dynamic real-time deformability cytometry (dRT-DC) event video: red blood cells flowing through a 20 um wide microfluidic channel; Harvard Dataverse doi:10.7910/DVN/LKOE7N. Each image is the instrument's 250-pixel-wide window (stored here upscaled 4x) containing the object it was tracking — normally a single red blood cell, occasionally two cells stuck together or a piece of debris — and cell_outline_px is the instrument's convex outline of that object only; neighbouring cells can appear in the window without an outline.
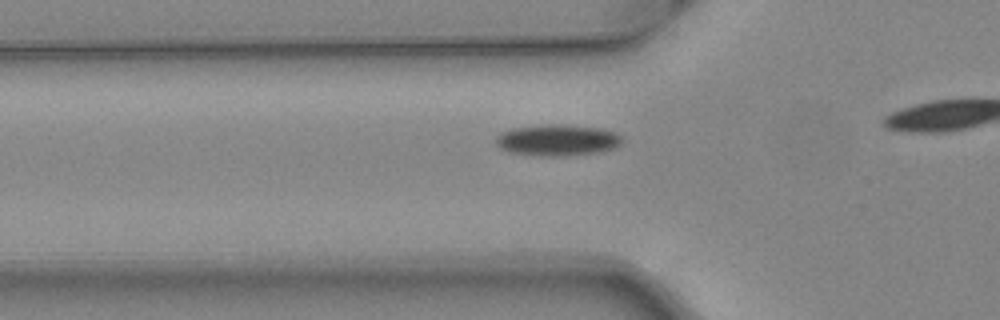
{"species": "common noctule bat (a hibernating species)", "species_latin": "Nyctalus noctula", "temperature_condition": "warm", "stored_images_in_passage": 36, "camera_frame_rate_fps": 3000, "um_per_image_px": 0.085, "animal": {"sex": "female", "body_mass_g": 24.6, "forearm_length_mm": 56.2}, "frame": {"image": 1, "passage_image": 12, "time_ms": 3.667, "image_size_px": [1000, 320], "cell_outline_px": [[624, 140], [616, 148], [604, 152], [568, 156], [540, 156], [508, 152], [500, 148], [496, 144], [496, 136], [500, 132], [512, 128], [548, 124], [552, 124], [600, 128], [616, 132]], "centroid_in_image_um": [47.4, 11.93], "position_along_channel_um": 78.4, "area_um2": 23.35}}
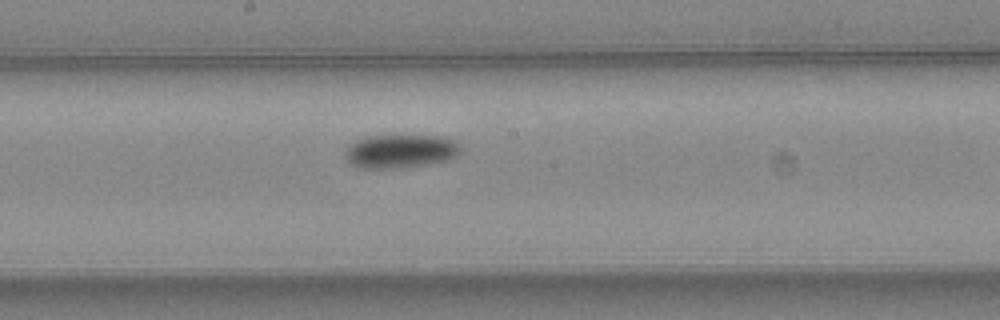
{"frame": {"image": 2, "passage_image": 22, "time_ms": 7.0, "image_size_px": [1000, 320], "cell_outline_px": [[460, 152], [456, 156], [448, 160], [408, 168], [356, 168], [348, 164], [344, 156], [344, 152], [356, 140], [364, 136], [444, 136], [456, 140], [460, 144]], "centroid_in_image_um": [34.03, 12.87], "position_along_channel_um": 214.2, "area_um2": 23.0}}
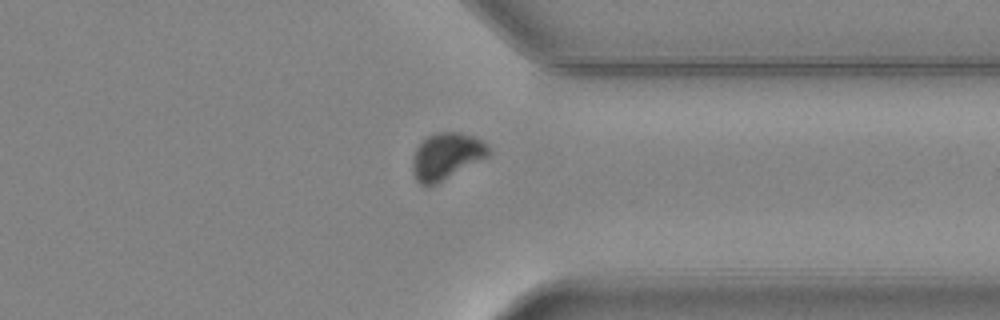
{"frame": {"image": 3, "passage_image": 34, "time_ms": 11.0, "image_size_px": [1000, 320], "cell_outline_px": [[492, 152], [488, 156], [436, 184], [420, 184], [416, 180], [412, 172], [412, 160], [416, 148], [428, 136], [436, 132], [460, 132], [484, 140], [488, 144]], "centroid_in_image_um": [37.96, 13.25], "position_along_channel_um": 373.4, "area_um2": 20.58}}